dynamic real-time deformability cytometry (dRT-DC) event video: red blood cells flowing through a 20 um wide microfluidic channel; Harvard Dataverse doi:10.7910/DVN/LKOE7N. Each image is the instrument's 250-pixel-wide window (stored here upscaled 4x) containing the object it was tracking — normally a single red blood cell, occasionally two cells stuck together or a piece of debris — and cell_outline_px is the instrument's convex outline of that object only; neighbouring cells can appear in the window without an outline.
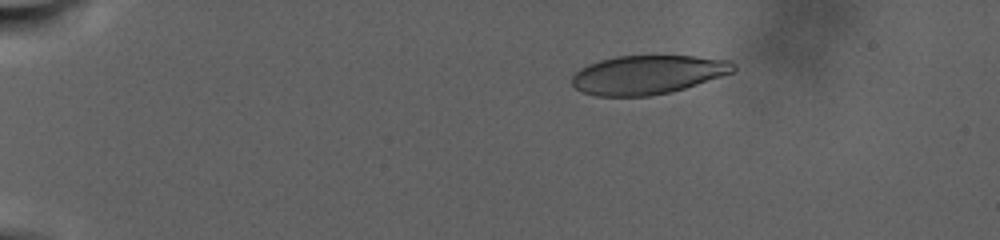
{"species": "human", "species_latin": "Homo sapiens", "temperature_condition": "warm", "stored_images_in_passage": 60, "camera_frame_rate_fps": 3000, "um_per_image_px": 0.085, "donor": {"sex": "male"}, "frame": {"image": 1, "passage_image": 1, "time_ms": 0.0, "image_size_px": [1000, 240], "cell_outline_px": [[736, 68], [732, 72], [684, 88], [668, 92], [648, 96], [596, 96], [580, 92], [572, 84], [572, 76], [580, 68], [588, 64], [600, 60], [616, 56], [696, 56], [732, 60], [736, 64]], "centroid_in_image_um": [55.03, 6.34], "position_along_channel_um": 30.0, "area_um2": 36.47}}
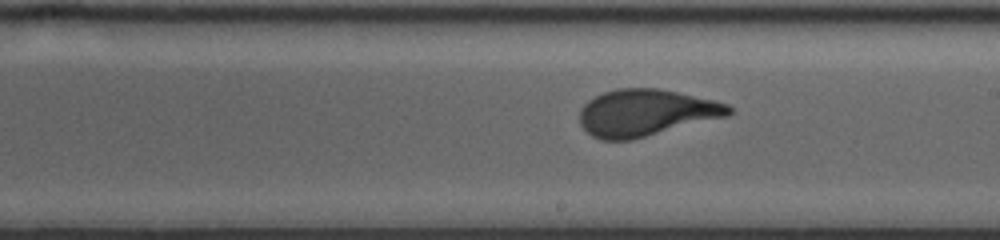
{"frame": {"image": 2, "passage_image": 31, "time_ms": 13.667, "image_size_px": [1000, 240], "cell_outline_px": [[732, 112], [728, 116], [632, 140], [600, 140], [592, 136], [580, 124], [580, 108], [588, 100], [604, 92], [616, 88], [656, 88], [716, 100], [728, 104], [732, 108]], "centroid_in_image_um": [54.9, 9.59], "position_along_channel_um": 234.1, "area_um2": 40.69}}
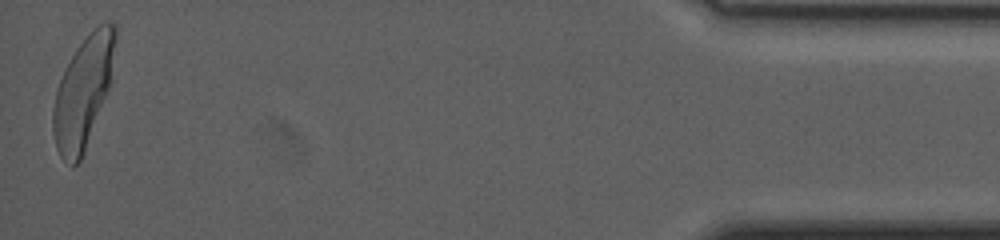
{"frame": {"image": 3, "passage_image": 60, "time_ms": 25.667, "image_size_px": [1000, 240], "cell_outline_px": [[116, 36], [108, 88], [80, 160], [72, 168], [60, 156], [56, 148], [52, 132], [52, 108], [56, 92], [60, 80], [76, 48], [104, 20], [108, 20], [116, 24]], "centroid_in_image_um": [7.03, 7.85], "position_along_channel_um": 428.2, "area_um2": 39.13}, "authors_computed_cell_mechanics": {"area_um2": 39.7375, "velocity_mm_per_s": 2.2311, "shape_relaxation_time_tau1_ms": 7.1208, "shape_relaxation_time_tau2_ms": null, "deformation_change_tau1": 0.2069, "deformation_change_tau2": null}}